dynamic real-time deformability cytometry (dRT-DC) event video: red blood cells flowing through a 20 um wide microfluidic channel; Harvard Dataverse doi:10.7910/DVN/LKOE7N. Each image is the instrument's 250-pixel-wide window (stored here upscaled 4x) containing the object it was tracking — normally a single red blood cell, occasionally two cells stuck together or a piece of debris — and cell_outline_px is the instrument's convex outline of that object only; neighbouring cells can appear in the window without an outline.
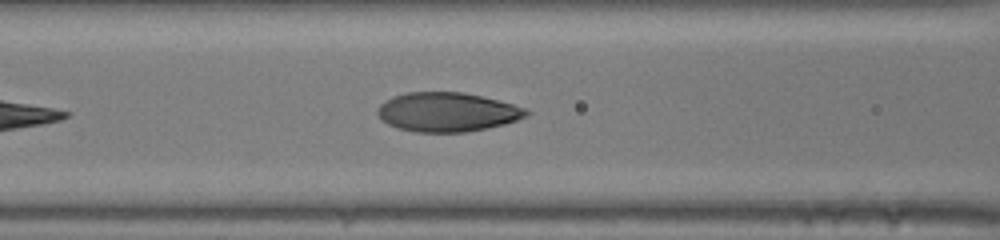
{"species": "human", "species_latin": "Homo sapiens", "temperature_condition": "room temperature", "stored_images_in_passage": 21, "camera_frame_rate_fps": 3000, "um_per_image_px": 0.085, "donor": {"sex": "male"}, "frame": {"image": 1, "passage_image": 7, "time_ms": 2.0, "image_size_px": [1000, 240], "cell_outline_px": [[528, 116], [504, 124], [464, 132], [416, 132], [400, 128], [388, 124], [376, 112], [376, 108], [384, 100], [392, 96], [404, 92], [464, 92], [528, 108]], "centroid_in_image_um": [37.98, 9.51], "position_along_channel_um": 128.6, "area_um2": 33.81}}
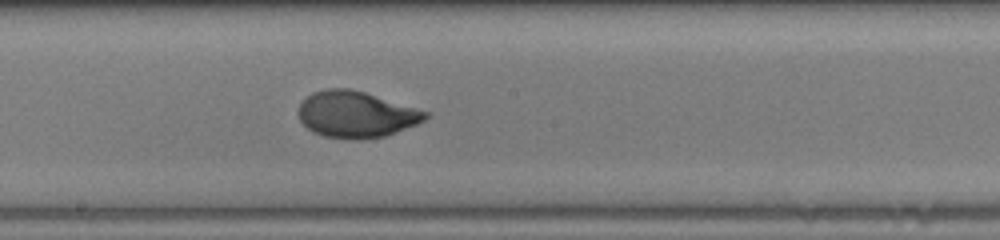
{"frame": {"image": 2, "passage_image": 13, "time_ms": 4.0, "image_size_px": [1000, 240], "cell_outline_px": [[432, 112], [424, 120], [416, 124], [384, 136], [356, 140], [324, 136], [312, 132], [300, 120], [300, 104], [312, 92], [324, 88], [348, 88], [364, 92]], "centroid_in_image_um": [30.29, 9.72], "position_along_channel_um": 217.9, "area_um2": 34.1}}
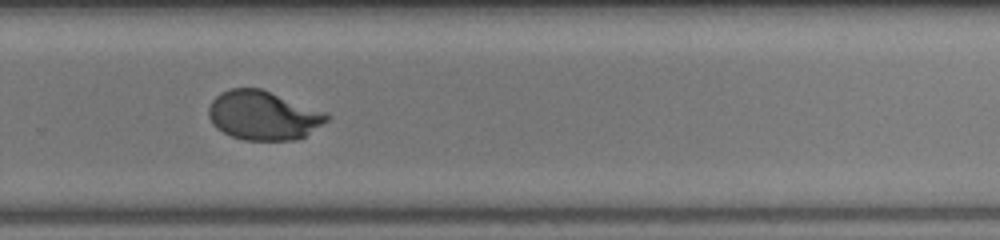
{"frame": {"image": 3, "passage_image": 19, "time_ms": 6.0, "image_size_px": [1000, 240], "cell_outline_px": [[332, 116], [328, 120], [304, 136], [296, 140], [244, 140], [232, 136], [216, 128], [212, 124], [208, 116], [208, 108], [212, 100], [220, 92], [232, 88], [260, 88], [324, 112]], "centroid_in_image_um": [22.33, 9.81], "position_along_channel_um": 307.5, "area_um2": 33.52}}